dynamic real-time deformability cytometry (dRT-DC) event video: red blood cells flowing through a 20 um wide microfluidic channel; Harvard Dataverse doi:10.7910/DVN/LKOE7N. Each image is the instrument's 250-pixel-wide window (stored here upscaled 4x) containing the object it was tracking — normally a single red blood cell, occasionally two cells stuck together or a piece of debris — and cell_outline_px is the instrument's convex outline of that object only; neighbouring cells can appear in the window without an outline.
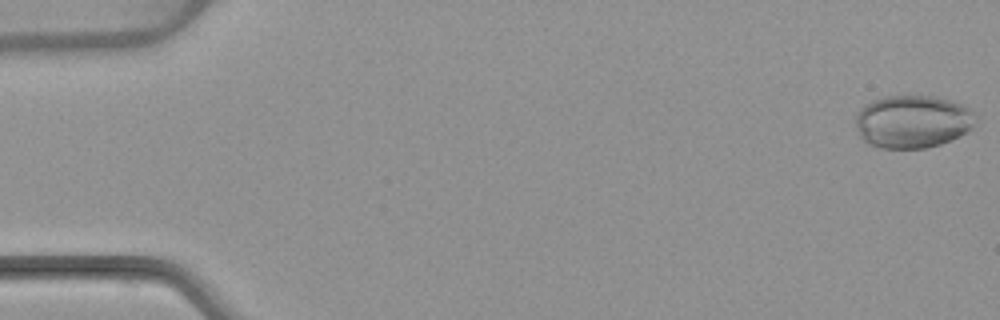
{"species": "common noctule bat (a hibernating species)", "species_latin": "Nyctalus noctula", "temperature_condition": "warm", "stored_images_in_passage": 5, "camera_frame_rate_fps": 3000, "um_per_image_px": 0.085, "animal": {"sex": "female", "body_mass_g": 22.7, "forearm_length_mm": 54.2}, "frame": {"image": 1, "passage_image": 1, "time_ms": 0.0, "image_size_px": [1000, 320], "cell_outline_px": [[972, 128], [940, 144], [924, 148], [880, 148], [868, 144], [860, 136], [856, 124], [856, 116], [860, 108], [864, 104], [872, 100], [884, 96], [936, 96], [964, 104], [972, 112]], "centroid_in_image_um": [77.51, 10.32], "position_along_channel_um": 7.5, "area_um2": 36.65}}